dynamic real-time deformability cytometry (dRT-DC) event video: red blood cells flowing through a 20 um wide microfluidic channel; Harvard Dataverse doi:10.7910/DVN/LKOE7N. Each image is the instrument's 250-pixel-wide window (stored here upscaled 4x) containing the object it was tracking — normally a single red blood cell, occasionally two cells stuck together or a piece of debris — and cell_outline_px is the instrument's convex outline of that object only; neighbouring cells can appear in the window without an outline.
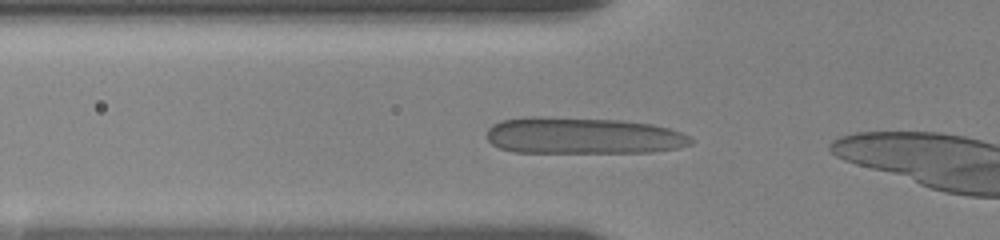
{"species": "human", "species_latin": "Homo sapiens", "temperature_condition": "room temperature", "stored_images_in_passage": 7, "camera_frame_rate_fps": 3000, "um_per_image_px": 0.085, "donor": {"sex": "female"}, "frame": {"image": 1, "passage_image": 4, "time_ms": 0.667, "image_size_px": [1000, 240], "cell_outline_px": [[692, 144], [680, 148], [652, 152], [512, 152], [500, 148], [492, 144], [484, 136], [488, 128], [492, 124], [500, 120], [532, 116], [540, 116], [620, 120], [652, 124], [668, 128], [680, 132], [688, 136], [692, 140]], "centroid_in_image_um": [49.49, 11.53], "position_along_channel_um": 76.3, "area_um2": 43.81}}